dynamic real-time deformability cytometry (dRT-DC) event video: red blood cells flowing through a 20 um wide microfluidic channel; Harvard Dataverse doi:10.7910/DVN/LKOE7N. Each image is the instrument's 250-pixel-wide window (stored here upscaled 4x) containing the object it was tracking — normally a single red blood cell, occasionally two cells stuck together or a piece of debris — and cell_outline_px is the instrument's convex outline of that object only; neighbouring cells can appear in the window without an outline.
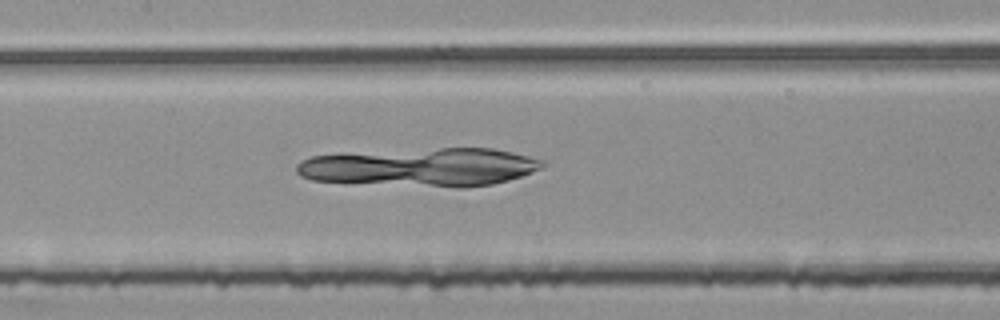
{"species": "common noctule bat (a hibernating species)", "species_latin": "Nyctalus noctula", "temperature_condition": "room temperature", "stored_images_in_passage": 36, "camera_frame_rate_fps": 3000, "um_per_image_px": 0.085, "animal": {"sex": "female", "body_mass_g": 25.1}, "frame": {"image": 1, "passage_image": 23, "time_ms": 7.333, "image_size_px": [1000, 320], "cell_outline_px": [[544, 164], [540, 168], [532, 172], [508, 180], [492, 184], [464, 188], [456, 188], [312, 180], [300, 176], [296, 172], [296, 164], [300, 160], [312, 156], [440, 148], [492, 148], [512, 152], [544, 160]], "centroid_in_image_um": [35.81, 14.22], "position_along_channel_um": 171.6, "area_um2": 54.27}}
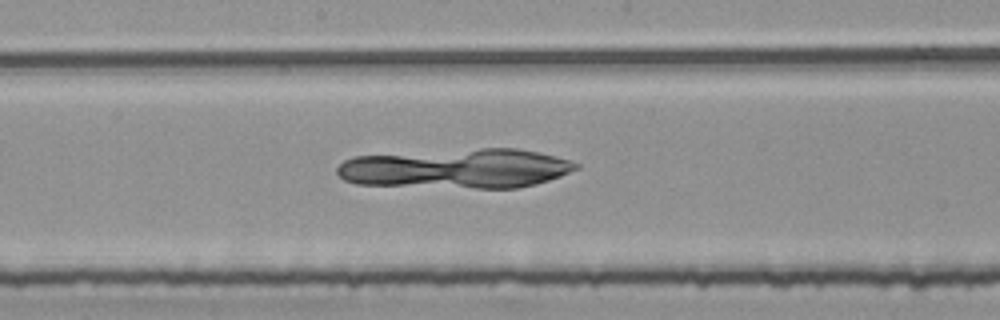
{"frame": {"image": 2, "passage_image": 26, "time_ms": 8.333, "image_size_px": [1000, 320], "cell_outline_px": [[580, 168], [560, 176], [536, 184], [516, 188], [476, 188], [356, 184], [344, 180], [336, 172], [336, 168], [344, 160], [352, 156], [480, 148], [516, 148], [556, 156], [580, 164]], "centroid_in_image_um": [38.8, 14.32], "position_along_channel_um": 209.4, "area_um2": 55.14}}